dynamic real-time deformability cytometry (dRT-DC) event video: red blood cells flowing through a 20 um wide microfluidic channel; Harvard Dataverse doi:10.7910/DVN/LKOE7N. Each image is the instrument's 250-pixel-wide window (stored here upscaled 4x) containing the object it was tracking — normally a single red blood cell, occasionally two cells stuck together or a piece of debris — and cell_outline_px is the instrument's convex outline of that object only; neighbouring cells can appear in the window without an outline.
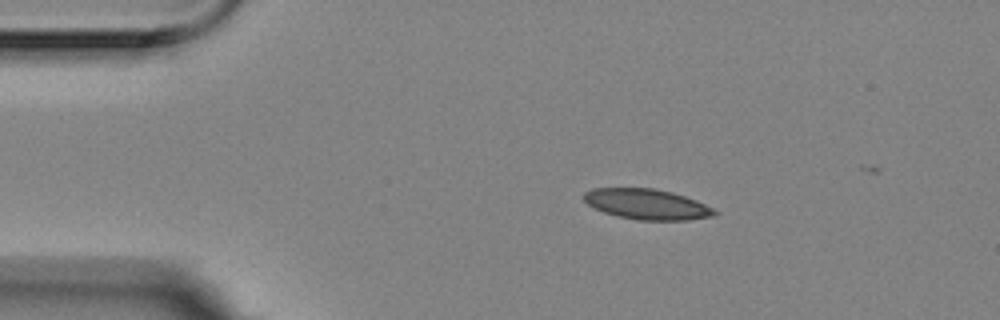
{"species": "Egyptian fruit bat (a non-hibernating species)", "species_latin": "Rousettus aegyptiacus", "temperature_condition": "room temperature", "stored_images_in_passage": 35, "camera_frame_rate_fps": 3000, "um_per_image_px": 0.085, "animal": {"sex": "female"}, "frame": {"image": 1, "passage_image": 1, "time_ms": 0.0, "image_size_px": [1000, 320], "cell_outline_px": [[720, 212], [712, 216], [688, 220], [636, 220], [616, 216], [604, 212], [588, 204], [584, 200], [584, 192], [592, 188], [656, 188], [672, 192], [696, 200]], "centroid_in_image_um": [54.99, 17.36], "position_along_channel_um": 30.0, "area_um2": 23.18}}
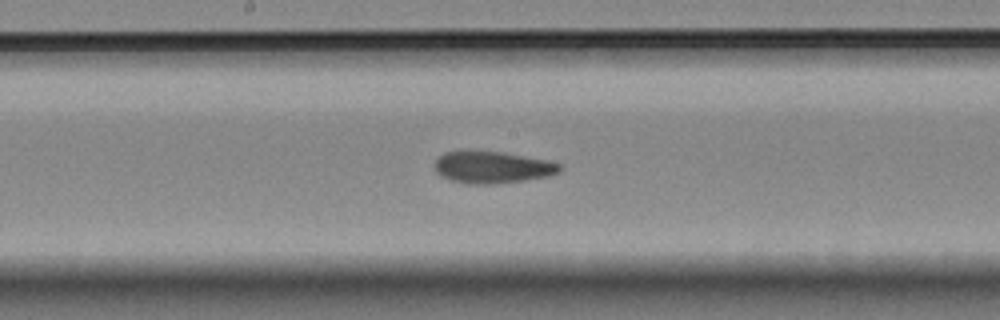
{"frame": {"image": 2, "passage_image": 20, "time_ms": 6.333, "image_size_px": [1000, 320], "cell_outline_px": [[564, 168], [560, 172], [548, 176], [524, 180], [496, 184], [468, 184], [452, 180], [440, 176], [432, 168], [432, 164], [444, 152], [504, 152], [548, 160], [560, 164]], "centroid_in_image_um": [41.86, 14.23], "position_along_channel_um": 206.3, "area_um2": 23.29}}
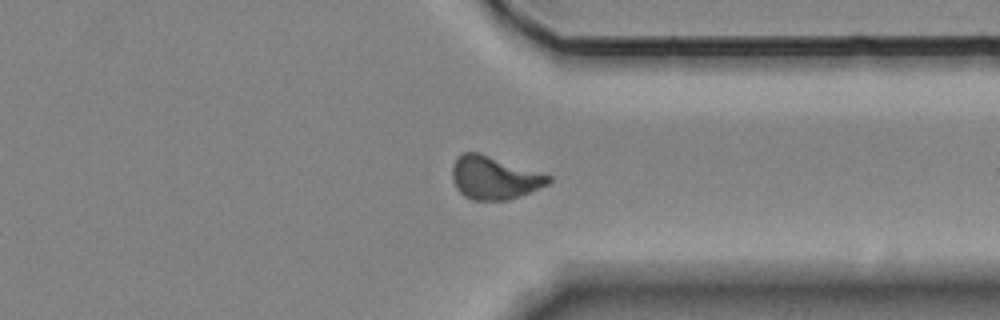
{"frame": {"image": 3, "passage_image": 34, "time_ms": 11.0, "image_size_px": [1000, 320], "cell_outline_px": [[552, 180], [548, 184], [520, 196], [508, 200], [472, 200], [464, 196], [456, 188], [452, 180], [452, 164], [464, 152], [480, 152], [552, 176]], "centroid_in_image_um": [42.0, 15.11], "position_along_channel_um": 369.4, "area_um2": 24.16}, "authors_computed_cell_mechanics": {"area_um2": 23.2934, "velocity_mm_per_s": 3.5137, "shape_relaxation_time_tau1_ms": null, "shape_relaxation_time_tau2_ms": 4.2357, "deformation_change_tau1": null, "deformation_change_tau2": 0.0957}}